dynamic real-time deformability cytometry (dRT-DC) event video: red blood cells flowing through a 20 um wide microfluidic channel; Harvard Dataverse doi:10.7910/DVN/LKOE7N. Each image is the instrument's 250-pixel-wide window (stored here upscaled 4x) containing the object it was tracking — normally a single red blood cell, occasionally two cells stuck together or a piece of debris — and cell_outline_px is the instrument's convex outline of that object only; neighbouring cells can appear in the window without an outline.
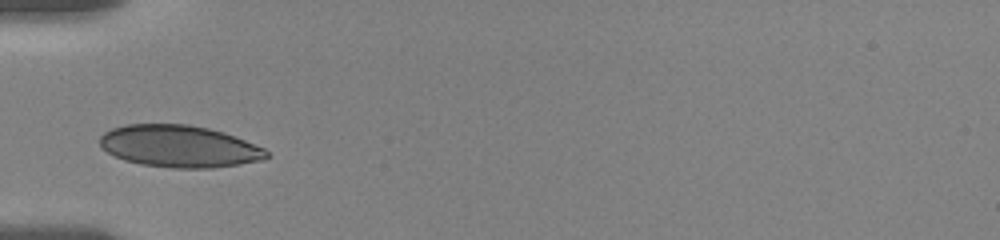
{"species": "human", "species_latin": "Homo sapiens", "temperature_condition": "room temperature", "stored_images_in_passage": 47, "camera_frame_rate_fps": 3000, "um_per_image_px": 0.085, "donor": {"sex": "female"}, "frame": {"image": 1, "passage_image": 1, "time_ms": 0.0, "image_size_px": [1000, 240], "cell_outline_px": [[272, 156], [264, 160], [240, 164], [212, 168], [172, 168], [140, 164], [124, 160], [100, 148], [100, 136], [104, 132], [112, 128], [128, 124], [188, 124], [208, 128], [224, 132], [236, 136], [264, 148]], "centroid_in_image_um": [15.26, 12.44], "position_along_channel_um": 69.7, "area_um2": 41.1}}
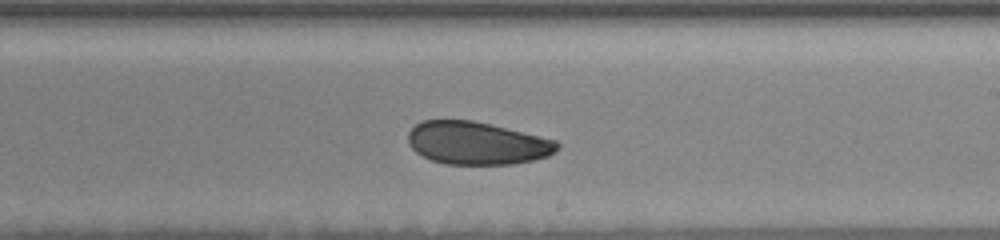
{"frame": {"image": 2, "passage_image": 21, "time_ms": 5.0, "image_size_px": [1000, 240], "cell_outline_px": [[560, 148], [556, 152], [548, 156], [532, 160], [512, 164], [444, 164], [432, 160], [416, 152], [408, 144], [408, 132], [416, 124], [424, 120], [472, 120], [556, 140], [560, 144]], "centroid_in_image_um": [40.54, 12.17], "position_along_channel_um": 248.5, "area_um2": 37.05}}
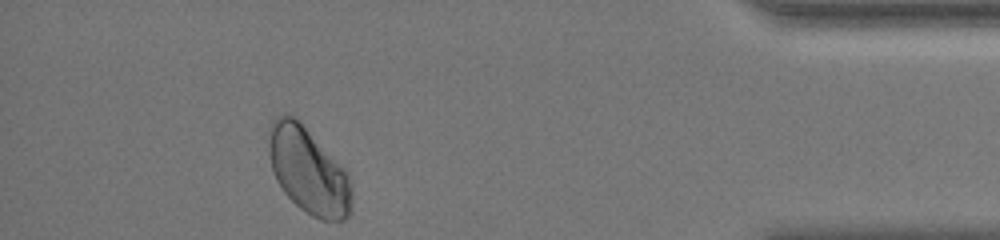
{"frame": {"image": 3, "passage_image": 40, "time_ms": 10.667, "image_size_px": [1000, 240], "cell_outline_px": [[352, 212], [344, 220], [320, 220], [312, 216], [300, 208], [284, 192], [276, 180], [272, 172], [268, 152], [268, 128], [272, 120], [280, 112], [288, 112], [296, 116], [300, 120], [348, 172], [352, 184]], "centroid_in_image_um": [26.2, 14.45], "position_along_channel_um": 409.0, "area_um2": 42.71}, "authors_computed_cell_mechanics": {"area_um2": 38.9572, "velocity_mm_per_s": 3.5892, "shape_relaxation_time_tau1_ms": 5.4402, "shape_relaxation_time_tau2_ms": 10.3014, "deformation_change_tau1": 0.0796, "deformation_change_tau2": 0.0656}}